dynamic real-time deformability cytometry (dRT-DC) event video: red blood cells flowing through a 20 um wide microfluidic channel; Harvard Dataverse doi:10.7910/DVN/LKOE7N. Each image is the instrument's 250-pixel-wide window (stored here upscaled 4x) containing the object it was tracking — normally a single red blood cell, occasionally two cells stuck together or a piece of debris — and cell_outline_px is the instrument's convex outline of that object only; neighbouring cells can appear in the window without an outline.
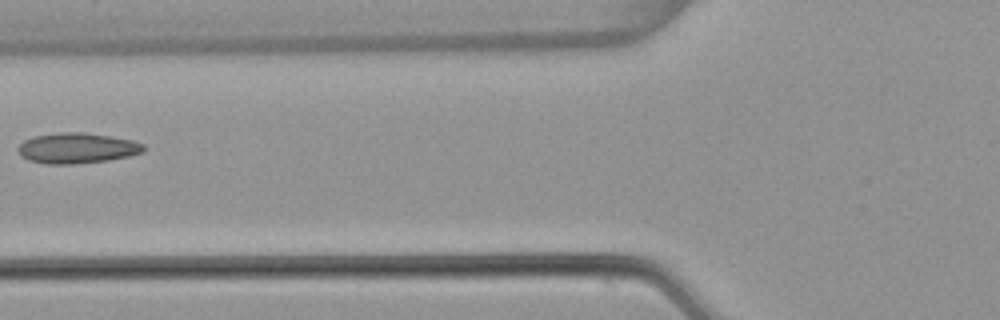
{"species": "common noctule bat (a hibernating species)", "species_latin": "Nyctalus noctula", "temperature_condition": "warm", "stored_images_in_passage": 5, "camera_frame_rate_fps": 3000, "um_per_image_px": 0.085, "animal": {"sex": "female", "body_mass_g": 22.7, "forearm_length_mm": 54.2}, "frame": {"image": 1, "passage_image": 5, "time_ms": 1.333, "image_size_px": [1000, 320], "cell_outline_px": [[144, 152], [128, 156], [108, 160], [72, 164], [44, 164], [28, 160], [20, 156], [16, 148], [24, 140], [32, 136], [60, 132], [84, 132], [112, 136], [132, 140], [144, 144]], "centroid_in_image_um": [6.51, 12.58], "position_along_channel_um": 119.3, "area_um2": 22.54}}